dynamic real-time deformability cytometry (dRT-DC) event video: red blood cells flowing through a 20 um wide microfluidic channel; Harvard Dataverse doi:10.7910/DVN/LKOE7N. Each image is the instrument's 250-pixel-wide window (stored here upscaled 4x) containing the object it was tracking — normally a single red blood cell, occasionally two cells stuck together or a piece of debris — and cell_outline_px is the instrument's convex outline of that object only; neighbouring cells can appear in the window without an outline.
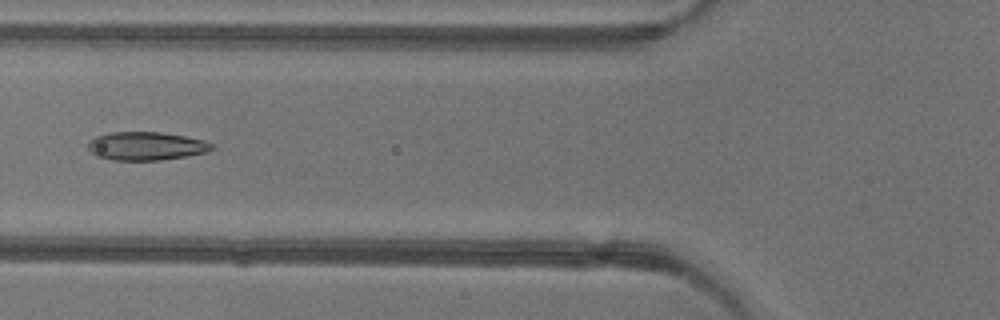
{"species": "common noctule bat (a hibernating species)", "species_latin": "Nyctalus noctula", "temperature_condition": "warm", "stored_images_in_passage": 52, "camera_frame_rate_fps": 3000, "um_per_image_px": 0.085, "animal": {"sex": "female"}, "frame": {"image": 1, "passage_image": 20, "time_ms": 6.333, "image_size_px": [1000, 320], "cell_outline_px": [[216, 148], [208, 152], [160, 160], [112, 160], [96, 156], [88, 148], [88, 140], [96, 136], [112, 132], [160, 132], [184, 136], [204, 140], [212, 144]], "centroid_in_image_um": [12.42, 12.41], "position_along_channel_um": 113.4, "area_um2": 20.46}}
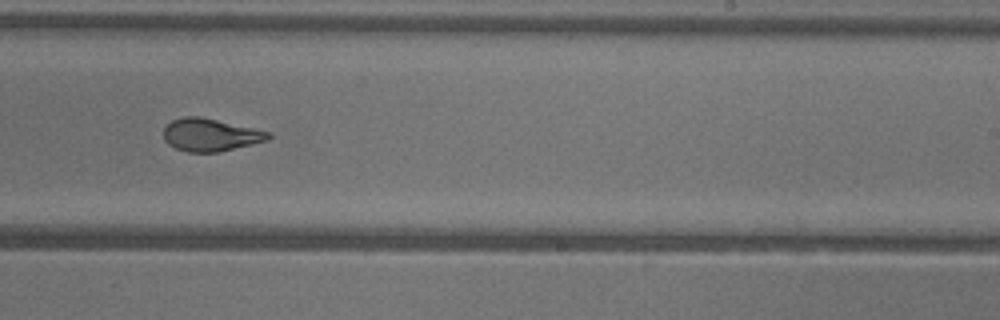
{"frame": {"image": 2, "passage_image": 32, "time_ms": 10.333, "image_size_px": [1000, 320], "cell_outline_px": [[272, 136], [268, 140], [252, 144], [216, 152], [188, 152], [176, 148], [168, 144], [164, 140], [164, 128], [172, 120], [184, 116], [196, 116], [216, 120], [272, 132]], "centroid_in_image_um": [17.88, 11.46], "position_along_channel_um": 271.1, "area_um2": 19.71}}
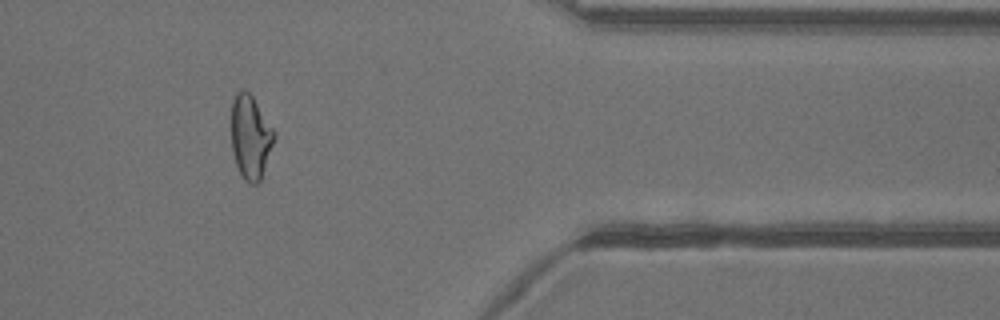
{"frame": {"image": 3, "passage_image": 43, "time_ms": 14.0, "image_size_px": [1000, 320], "cell_outline_px": [[276, 136], [260, 180], [256, 184], [252, 184], [244, 180], [236, 164], [232, 152], [232, 100], [236, 92], [244, 88], [252, 96], [276, 132]], "centroid_in_image_um": [21.29, 11.62], "position_along_channel_um": 390.1, "area_um2": 20.81}, "authors_computed_cell_mechanics": {"area_um2": 21.3282, "velocity_mm_per_s": 3.9525, "shape_relaxation_time_tau1_ms": 8.218, "shape_relaxation_time_tau2_ms": 1.4769, "deformation_change_tau1": 0.2326, "deformation_change_tau2": 0.0849}}